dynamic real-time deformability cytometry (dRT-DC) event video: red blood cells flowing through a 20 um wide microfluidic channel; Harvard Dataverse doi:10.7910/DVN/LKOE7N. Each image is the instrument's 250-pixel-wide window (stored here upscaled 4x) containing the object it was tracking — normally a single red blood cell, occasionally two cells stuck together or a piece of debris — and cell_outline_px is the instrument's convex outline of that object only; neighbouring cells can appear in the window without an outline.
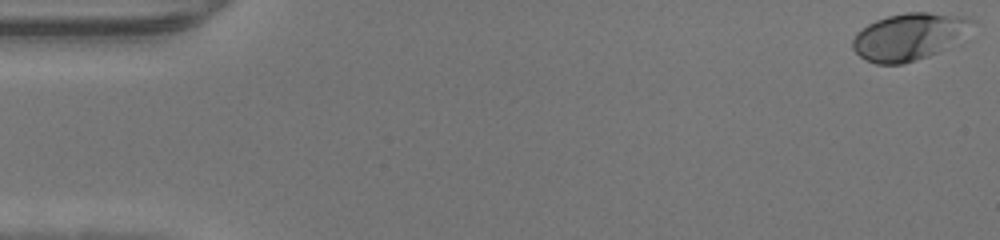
{"species": "human", "species_latin": "Homo sapiens", "temperature_condition": "warm", "stored_images_in_passage": 48, "camera_frame_rate_fps": 3000, "um_per_image_px": 0.085, "donor": {"sex": "male"}, "frame": {"image": 1, "passage_image": 1, "time_ms": 0.0, "image_size_px": [1000, 240], "cell_outline_px": [[976, 20], [964, 44], [904, 64], [876, 64], [864, 60], [852, 48], [852, 40], [856, 32], [868, 24], [876, 20], [888, 16], [908, 12], [928, 12], [968, 16]], "centroid_in_image_um": [77.41, 3.12], "position_along_channel_um": 7.6, "area_um2": 34.04}}
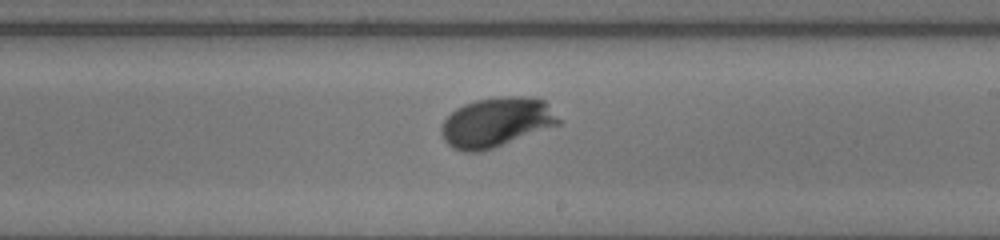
{"frame": {"image": 2, "passage_image": 28, "time_ms": 9.0, "image_size_px": [1000, 240], "cell_outline_px": [[560, 124], [492, 148], [480, 152], [464, 152], [452, 148], [444, 140], [440, 132], [440, 128], [444, 120], [456, 108], [464, 104], [476, 100], [500, 96], [532, 96], [544, 100], [548, 104], [560, 120]], "centroid_in_image_um": [42.17, 10.38], "position_along_channel_um": 246.8, "area_um2": 33.87}}
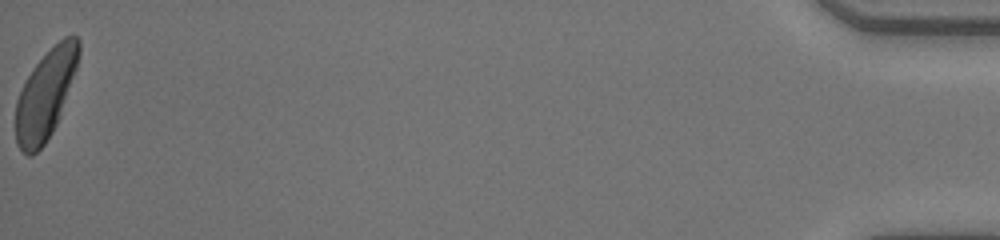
{"frame": {"image": 3, "passage_image": 48, "time_ms": 15.667, "image_size_px": [1000, 240], "cell_outline_px": [[80, 56], [60, 116], [52, 132], [44, 144], [32, 156], [28, 156], [16, 144], [16, 100], [32, 68], [64, 36], [76, 36], [80, 40]], "centroid_in_image_um": [3.87, 8.05], "position_along_channel_um": 431.3, "area_um2": 32.14}}